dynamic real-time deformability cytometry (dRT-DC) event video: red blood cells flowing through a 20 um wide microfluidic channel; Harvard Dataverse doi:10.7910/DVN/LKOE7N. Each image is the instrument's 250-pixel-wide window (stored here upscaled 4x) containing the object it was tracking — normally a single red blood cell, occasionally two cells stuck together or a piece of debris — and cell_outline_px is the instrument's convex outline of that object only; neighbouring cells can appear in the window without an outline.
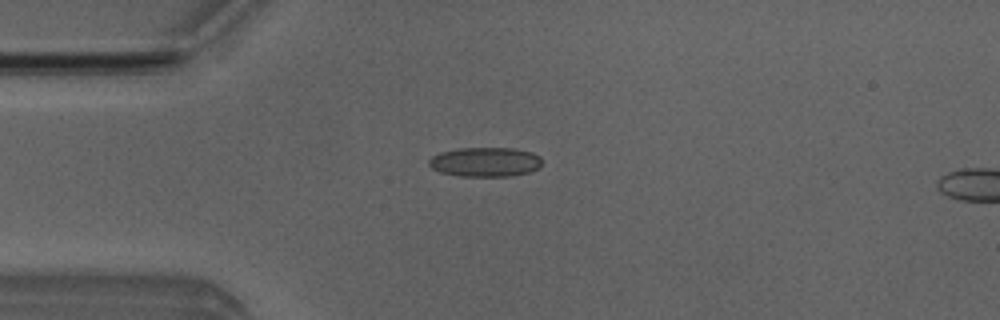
{"species": "Egyptian fruit bat (a non-hibernating species)", "species_latin": "Rousettus aegyptiacus", "temperature_condition": "room temperature", "stored_images_in_passage": 4, "camera_frame_rate_fps": 3000, "um_per_image_px": 0.085, "animal": {"sex": "male"}, "frame": {"image": 1, "passage_image": 3, "time_ms": 2.333, "image_size_px": [1000, 320], "cell_outline_px": [[540, 168], [528, 172], [512, 176], [460, 176], [440, 172], [432, 168], [428, 164], [428, 160], [432, 156], [440, 152], [460, 148], [512, 148], [532, 152], [540, 156]], "centroid_in_image_um": [41.23, 13.76], "position_along_channel_um": 43.8, "area_um2": 19.42}}